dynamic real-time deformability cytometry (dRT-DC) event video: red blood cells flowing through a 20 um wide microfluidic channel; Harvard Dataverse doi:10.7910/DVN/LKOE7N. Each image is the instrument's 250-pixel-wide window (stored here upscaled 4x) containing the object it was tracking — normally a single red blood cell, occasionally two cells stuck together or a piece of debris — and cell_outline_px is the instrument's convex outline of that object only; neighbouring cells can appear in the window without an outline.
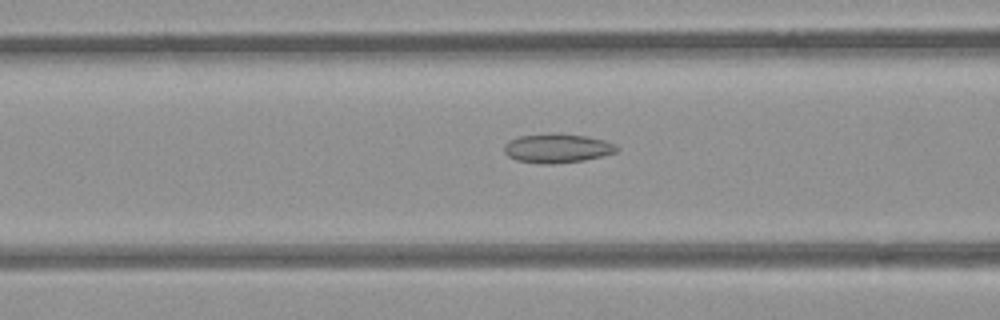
{"species": "common noctule bat (a hibernating species)", "species_latin": "Nyctalus noctula", "temperature_condition": "room temperature", "stored_images_in_passage": 43, "camera_frame_rate_fps": 3000, "um_per_image_px": 0.085, "animal": {"sex": "female", "body_mass_g": 21.9}, "frame": {"image": 1, "passage_image": 21, "time_ms": 6.667, "image_size_px": [1000, 320], "cell_outline_px": [[620, 148], [616, 152], [604, 156], [584, 160], [548, 164], [544, 164], [516, 160], [508, 156], [504, 152], [504, 144], [508, 140], [520, 136], [584, 136], [604, 140]], "centroid_in_image_um": [47.35, 12.65], "position_along_channel_um": 119.2, "area_um2": 18.21}}
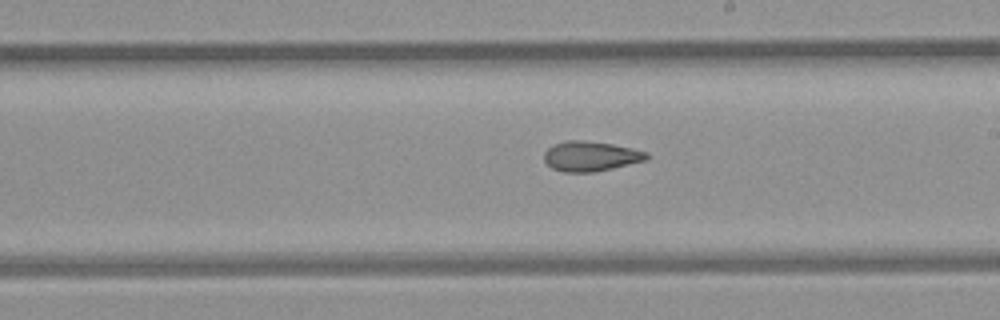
{"frame": {"image": 2, "passage_image": 30, "time_ms": 9.667, "image_size_px": [1000, 320], "cell_outline_px": [[648, 160], [596, 172], [564, 172], [552, 168], [544, 160], [544, 152], [548, 148], [556, 144], [568, 140], [580, 140], [612, 144], [632, 148], [648, 152]], "centroid_in_image_um": [50.23, 13.29], "position_along_channel_um": 238.8, "area_um2": 17.86}}
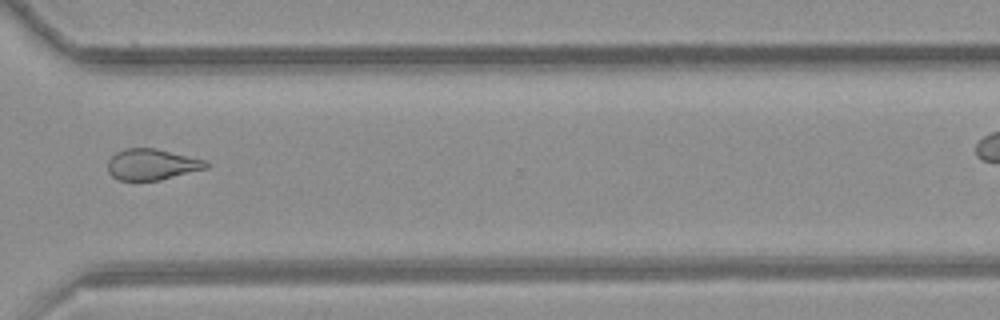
{"frame": {"image": 3, "passage_image": 39, "time_ms": 12.667, "image_size_px": [1000, 320], "cell_outline_px": [[208, 168], [160, 180], [120, 180], [112, 176], [108, 172], [108, 160], [116, 152], [124, 148], [156, 148], [208, 160]], "centroid_in_image_um": [12.93, 13.96], "position_along_channel_um": 357.7, "area_um2": 17.92}}